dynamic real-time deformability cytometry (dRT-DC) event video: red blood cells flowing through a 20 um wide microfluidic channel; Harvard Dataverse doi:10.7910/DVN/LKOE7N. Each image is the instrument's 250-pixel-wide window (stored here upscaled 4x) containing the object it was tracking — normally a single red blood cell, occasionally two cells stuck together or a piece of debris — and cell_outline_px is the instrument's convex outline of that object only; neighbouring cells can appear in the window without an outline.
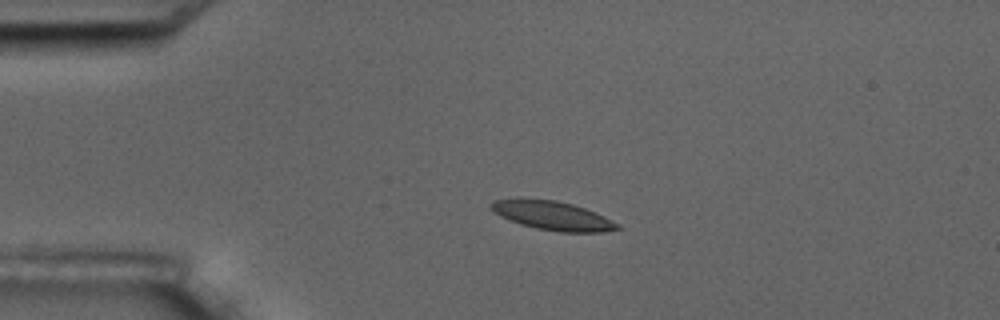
{"species": "common noctule bat (a hibernating species)", "species_latin": "Nyctalus noctula", "temperature_condition": "room temperature", "stored_images_in_passage": 4, "camera_frame_rate_fps": 3000, "um_per_image_px": 0.085, "animal": {"sex": "male", "body_mass_g": 17.5, "forearm_length_mm": 52.3}, "frame": {"image": 1, "passage_image": 2, "time_ms": 2.333, "image_size_px": [1000, 320], "cell_outline_px": [[620, 228], [604, 232], [560, 232], [536, 228], [520, 224], [508, 220], [500, 216], [488, 208], [488, 204], [496, 200], [520, 196], [556, 200], [572, 204], [596, 212], [620, 224]], "centroid_in_image_um": [46.89, 18.29], "position_along_channel_um": 38.1, "area_um2": 21.85}}
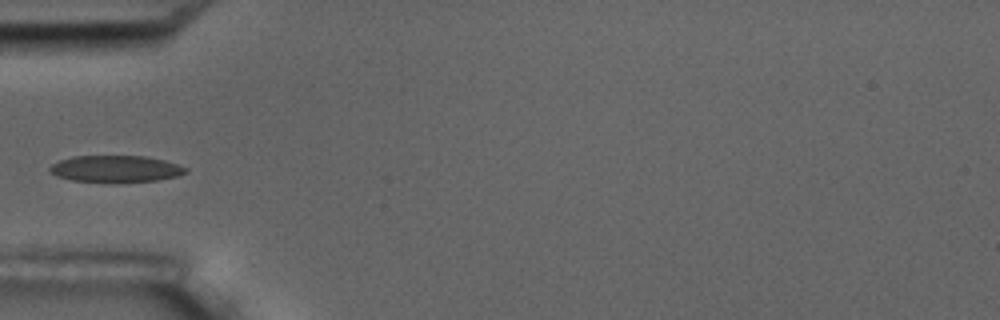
{"frame": {"image": 2, "passage_image": 4, "time_ms": 4.333, "image_size_px": [1000, 320], "cell_outline_px": [[188, 172], [180, 176], [156, 180], [112, 184], [72, 180], [56, 176], [48, 172], [48, 168], [52, 164], [60, 160], [72, 156], [144, 156], [164, 160], [188, 168]], "centroid_in_image_um": [9.81, 14.38], "position_along_channel_um": 75.2, "area_um2": 21.73}}